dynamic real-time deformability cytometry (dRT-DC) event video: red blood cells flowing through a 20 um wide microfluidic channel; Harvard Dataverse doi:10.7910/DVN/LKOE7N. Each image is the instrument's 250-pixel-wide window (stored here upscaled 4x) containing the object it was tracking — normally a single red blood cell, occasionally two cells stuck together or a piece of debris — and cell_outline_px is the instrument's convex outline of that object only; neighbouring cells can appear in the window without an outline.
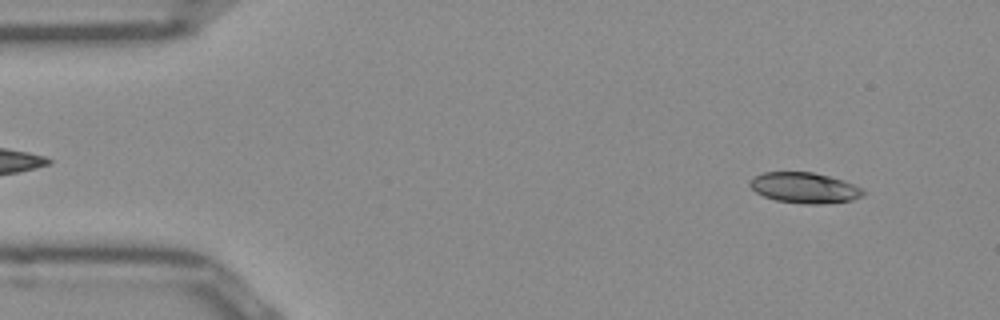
{"species": "Egyptian fruit bat (a non-hibernating species)", "species_latin": "Rousettus aegyptiacus", "temperature_condition": "room temperature", "stored_images_in_passage": 51, "camera_frame_rate_fps": 3000, "um_per_image_px": 0.085, "frame": {"image": 1, "passage_image": 4, "time_ms": 1.0, "image_size_px": [1000, 320], "cell_outline_px": [[868, 192], [864, 196], [852, 200], [820, 204], [804, 204], [776, 200], [764, 196], [756, 192], [748, 184], [748, 180], [764, 172], [812, 172], [844, 180]], "centroid_in_image_um": [68.39, 15.97], "position_along_channel_um": 16.6, "area_um2": 20.23}}
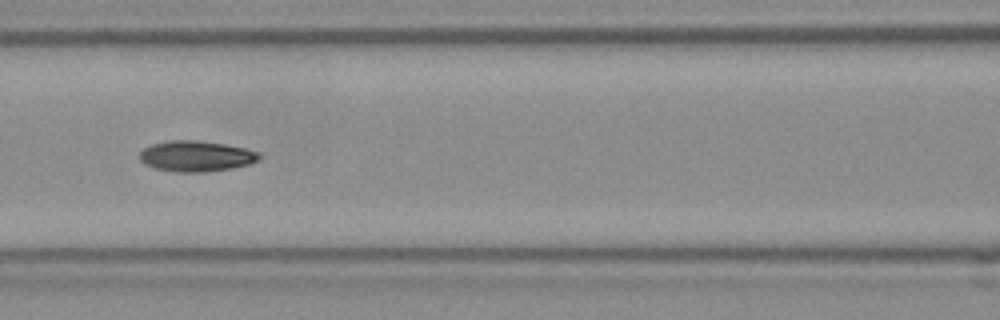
{"frame": {"image": 2, "passage_image": 21, "time_ms": 6.667, "image_size_px": [1000, 320], "cell_outline_px": [[260, 156], [256, 160], [248, 164], [232, 168], [204, 172], [180, 172], [156, 168], [144, 164], [140, 160], [140, 152], [144, 148], [152, 144], [168, 140], [196, 140], [224, 144], [244, 148], [260, 152]], "centroid_in_image_um": [16.65, 13.26], "position_along_channel_um": 150.0, "area_um2": 21.21}}
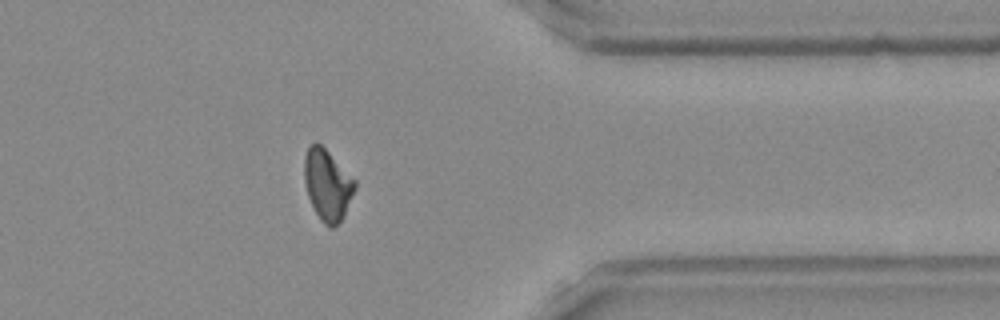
{"frame": {"image": 3, "passage_image": 40, "time_ms": 13.0, "image_size_px": [1000, 320], "cell_outline_px": [[356, 188], [344, 216], [332, 228], [324, 224], [320, 220], [308, 196], [304, 180], [304, 156], [308, 148], [316, 140], [356, 180]], "centroid_in_image_um": [27.83, 15.7], "position_along_channel_um": 383.6, "area_um2": 20.75}, "authors_computed_cell_mechanics": {"area_um2": 20.6924, "velocity_mm_per_s": 3.941, "shape_relaxation_time_tau1_ms": null, "shape_relaxation_time_tau2_ms": 5.3827, "deformation_change_tau1": null, "deformation_change_tau2": 0.1135}}